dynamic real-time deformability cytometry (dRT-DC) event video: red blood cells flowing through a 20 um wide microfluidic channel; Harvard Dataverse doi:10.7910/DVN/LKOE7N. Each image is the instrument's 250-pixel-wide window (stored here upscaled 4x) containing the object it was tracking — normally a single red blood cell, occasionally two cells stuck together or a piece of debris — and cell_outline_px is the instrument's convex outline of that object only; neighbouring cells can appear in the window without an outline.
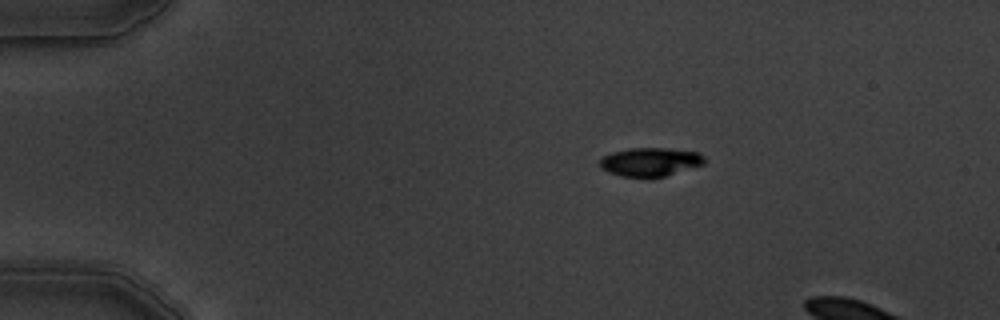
{"species": "common noctule bat (a hibernating species)", "species_latin": "Nyctalus noctula", "temperature_condition": "warm", "stored_images_in_passage": 2, "camera_frame_rate_fps": 3000, "um_per_image_px": 0.085, "animal": {"sex": "male", "body_mass_g": 19.5, "forearm_length_mm": 54.6}, "frame": {"image": 1, "passage_image": 1, "time_ms": 0.0, "image_size_px": [1000, 320], "cell_outline_px": [[704, 164], [664, 176], [620, 176], [608, 172], [600, 168], [600, 160], [604, 156], [612, 152], [628, 148], [664, 148], [700, 152], [704, 156]], "centroid_in_image_um": [55.26, 13.74], "position_along_channel_um": 29.7, "area_um2": 17.22}}